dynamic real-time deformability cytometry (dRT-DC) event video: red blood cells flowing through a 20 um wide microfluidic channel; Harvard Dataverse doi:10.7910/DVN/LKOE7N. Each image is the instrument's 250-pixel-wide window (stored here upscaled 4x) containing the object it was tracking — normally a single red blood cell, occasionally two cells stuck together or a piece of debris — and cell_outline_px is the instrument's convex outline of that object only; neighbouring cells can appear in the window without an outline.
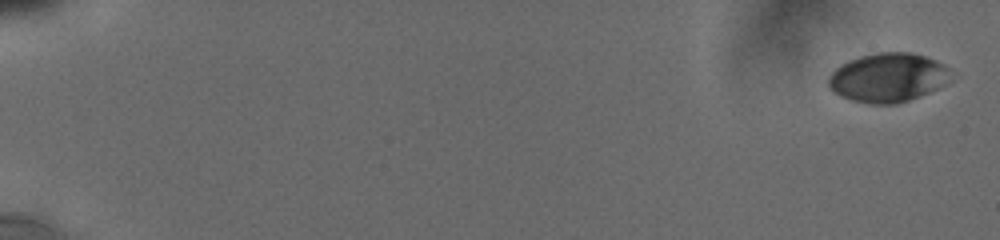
{"species": "human", "species_latin": "Homo sapiens", "temperature_condition": "cold", "stored_images_in_passage": 16, "camera_frame_rate_fps": 3000, "um_per_image_px": 0.085, "donor": {"sex": "male"}, "frame": {"image": 1, "passage_image": 1, "time_ms": 0.0, "image_size_px": [1000, 240], "cell_outline_px": [[948, 68], [944, 84], [920, 96], [896, 104], [868, 104], [852, 100], [840, 96], [828, 84], [828, 76], [840, 64], [848, 60], [860, 56], [880, 52], [908, 52], [924, 56], [936, 60], [944, 64]], "centroid_in_image_um": [75.41, 6.59], "position_along_channel_um": 9.6, "area_um2": 34.51}}
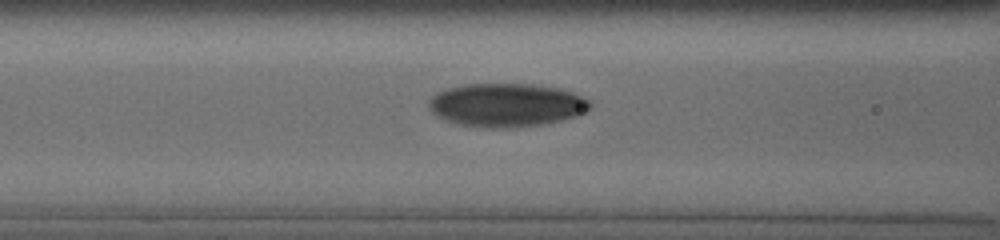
{"frame": {"image": 2, "passage_image": 14, "time_ms": 8.333, "image_size_px": [1000, 240], "cell_outline_px": [[592, 108], [576, 116], [544, 124], [516, 128], [484, 128], [456, 124], [436, 116], [428, 108], [428, 100], [436, 92], [448, 88], [464, 84], [532, 84], [556, 88], [572, 92], [588, 100], [592, 104]], "centroid_in_image_um": [43.0, 8.94], "position_along_channel_um": 123.6, "area_um2": 41.15}}
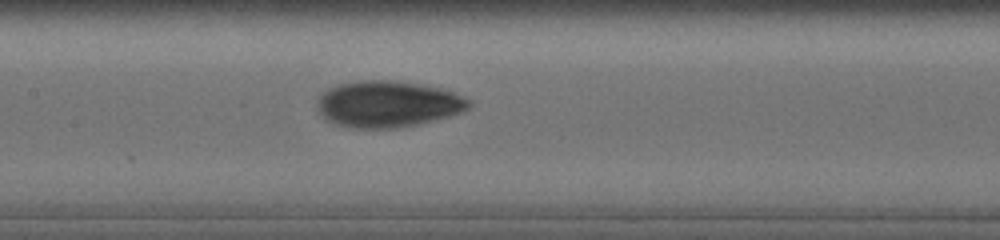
{"frame": {"image": 3, "passage_image": 16, "time_ms": 9.667, "image_size_px": [1000, 240], "cell_outline_px": [[472, 104], [468, 108], [460, 112], [448, 116], [420, 124], [396, 128], [352, 128], [336, 124], [328, 120], [316, 108], [316, 100], [328, 88], [340, 84], [360, 80], [392, 80], [440, 88], [452, 92], [472, 100]], "centroid_in_image_um": [32.95, 8.85], "position_along_channel_um": 174.4, "area_um2": 40.86}}